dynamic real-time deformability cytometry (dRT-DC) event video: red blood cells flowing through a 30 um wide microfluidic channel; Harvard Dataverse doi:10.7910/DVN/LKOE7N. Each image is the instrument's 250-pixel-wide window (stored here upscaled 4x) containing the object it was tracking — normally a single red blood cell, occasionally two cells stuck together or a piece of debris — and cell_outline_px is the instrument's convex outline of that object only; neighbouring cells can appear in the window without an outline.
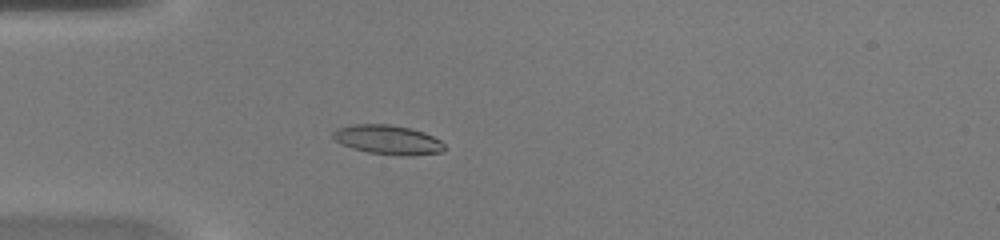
{"species": "common noctule bat (a hibernating species)", "species_latin": "Nyctalus noctula", "temperature_condition": "warm", "stored_images_in_passage": 46, "camera_frame_rate_fps": 3000, "um_per_image_px": 0.085, "animal": {"sex": "female", "body_mass_g": 20.0, "forearm_length_mm": 54.0}, "frame": {"image": 1, "passage_image": 14, "time_ms": 4.333, "image_size_px": [1000, 240], "cell_outline_px": [[444, 152], [412, 156], [400, 156], [368, 152], [352, 148], [340, 144], [332, 136], [332, 132], [336, 128], [352, 124], [388, 124], [412, 128], [424, 132], [440, 140], [444, 144]], "centroid_in_image_um": [32.97, 11.88], "position_along_channel_um": 52.0, "area_um2": 19.31}}
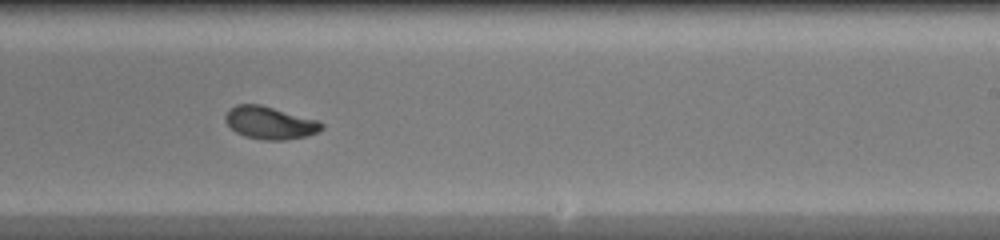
{"frame": {"image": 2, "passage_image": 29, "time_ms": 9.333, "image_size_px": [1000, 240], "cell_outline_px": [[324, 128], [316, 132], [304, 136], [284, 140], [264, 140], [244, 136], [236, 132], [224, 120], [224, 116], [236, 104], [260, 104], [316, 120], [324, 124]], "centroid_in_image_um": [22.92, 10.44], "position_along_channel_um": 266.1, "area_um2": 17.98}}
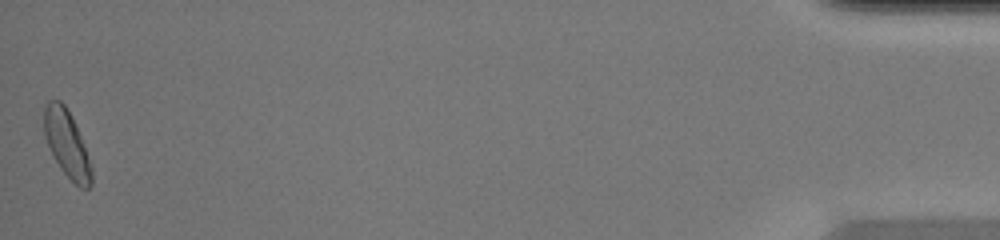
{"frame": {"image": 3, "passage_image": 46, "time_ms": 15.0, "image_size_px": [1000, 240], "cell_outline_px": [[92, 184], [88, 188], [80, 188], [60, 168], [48, 144], [44, 132], [44, 108], [48, 100], [60, 100], [64, 104], [72, 116], [80, 136], [92, 168]], "centroid_in_image_um": [5.68, 12.21], "position_along_channel_um": 429.5, "area_um2": 18.03}}